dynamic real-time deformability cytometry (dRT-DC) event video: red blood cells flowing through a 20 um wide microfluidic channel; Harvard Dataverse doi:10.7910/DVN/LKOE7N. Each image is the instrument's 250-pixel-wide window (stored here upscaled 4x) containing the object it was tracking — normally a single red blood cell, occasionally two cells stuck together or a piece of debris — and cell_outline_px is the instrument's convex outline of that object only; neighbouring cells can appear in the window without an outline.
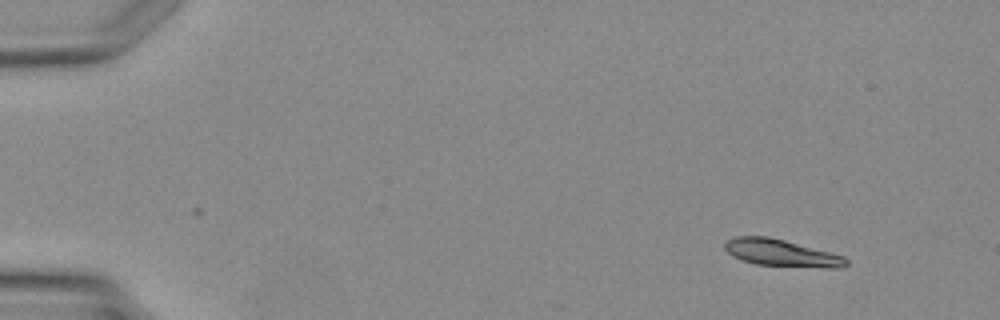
{"species": "Egyptian fruit bat (a non-hibernating species)", "species_latin": "Rousettus aegyptiacus", "temperature_condition": "warm", "stored_images_in_passage": 2, "camera_frame_rate_fps": 3000, "um_per_image_px": 0.085, "animal": {"sex": "female"}, "frame": {"image": 1, "passage_image": 2, "time_ms": 1.333, "image_size_px": [1000, 320], "cell_outline_px": [[848, 264], [844, 268], [828, 268], [756, 264], [732, 256], [724, 248], [724, 240], [736, 236], [768, 236], [784, 240], [844, 256], [848, 260]], "centroid_in_image_um": [66.41, 21.5], "position_along_channel_um": 18.6, "area_um2": 19.02}}